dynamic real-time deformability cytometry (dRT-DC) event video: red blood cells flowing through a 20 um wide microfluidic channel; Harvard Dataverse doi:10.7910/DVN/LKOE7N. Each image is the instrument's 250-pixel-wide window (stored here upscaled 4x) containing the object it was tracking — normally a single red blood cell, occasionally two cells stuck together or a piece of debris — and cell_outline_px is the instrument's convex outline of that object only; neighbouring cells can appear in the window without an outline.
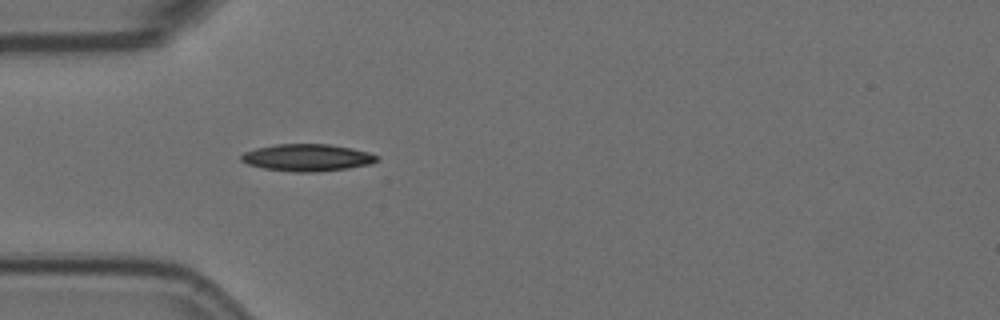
{"species": "Egyptian fruit bat (a non-hibernating species)", "species_latin": "Rousettus aegyptiacus", "temperature_condition": "room temperature", "stored_images_in_passage": 4, "camera_frame_rate_fps": 3000, "um_per_image_px": 0.085, "animal": {"sex": "female"}, "frame": {"image": 1, "passage_image": 4, "time_ms": 1.0, "image_size_px": [1000, 320], "cell_outline_px": [[380, 160], [372, 164], [348, 168], [316, 172], [296, 172], [264, 168], [248, 164], [240, 160], [240, 156], [244, 152], [256, 148], [276, 144], [328, 144], [352, 148], [368, 152], [380, 156]], "centroid_in_image_um": [26.15, 13.39], "position_along_channel_um": 58.8, "area_um2": 21.5}}